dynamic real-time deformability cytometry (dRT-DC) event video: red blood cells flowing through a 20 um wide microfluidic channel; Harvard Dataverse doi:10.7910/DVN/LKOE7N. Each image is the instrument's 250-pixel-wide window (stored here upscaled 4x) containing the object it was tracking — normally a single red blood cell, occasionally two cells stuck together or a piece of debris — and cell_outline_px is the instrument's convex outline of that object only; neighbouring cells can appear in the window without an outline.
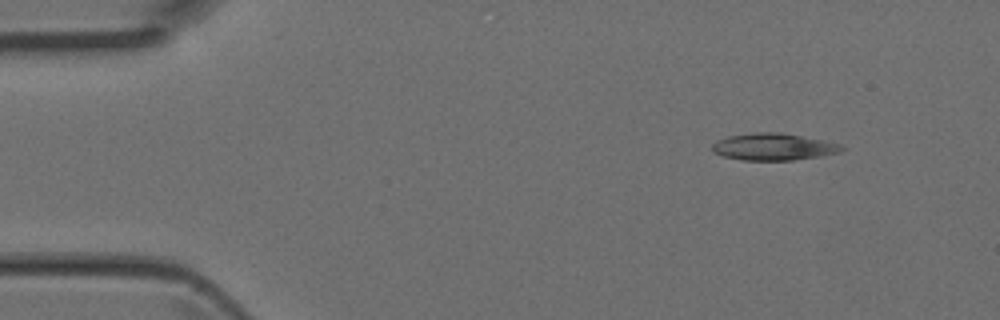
{"species": "Egyptian fruit bat (a non-hibernating species)", "species_latin": "Rousettus aegyptiacus", "temperature_condition": "room temperature", "stored_images_in_passage": 3, "camera_frame_rate_fps": 3000, "um_per_image_px": 0.085, "animal": {"sex": "female"}, "frame": {"image": 1, "passage_image": 1, "time_ms": 0.0, "image_size_px": [1000, 320], "cell_outline_px": [[844, 148], [840, 152], [820, 156], [792, 160], [740, 160], [724, 156], [712, 152], [712, 144], [716, 140], [728, 136], [752, 132], [780, 132], [840, 144]], "centroid_in_image_um": [65.68, 12.48], "position_along_channel_um": 19.3, "area_um2": 20.23}}
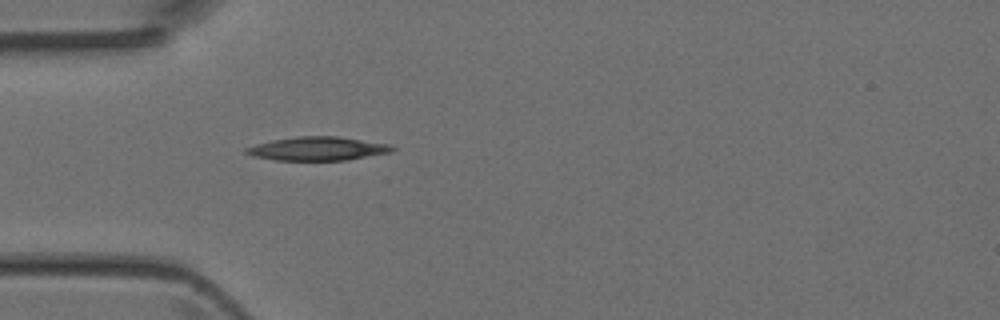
{"frame": {"image": 2, "passage_image": 3, "time_ms": 0.667, "image_size_px": [1000, 320], "cell_outline_px": [[396, 148], [392, 152], [344, 160], [276, 160], [252, 156], [244, 152], [244, 148], [256, 144], [272, 140], [296, 136], [340, 136], [388, 144]], "centroid_in_image_um": [26.98, 12.63], "position_along_channel_um": 58.0, "area_um2": 20.11}}